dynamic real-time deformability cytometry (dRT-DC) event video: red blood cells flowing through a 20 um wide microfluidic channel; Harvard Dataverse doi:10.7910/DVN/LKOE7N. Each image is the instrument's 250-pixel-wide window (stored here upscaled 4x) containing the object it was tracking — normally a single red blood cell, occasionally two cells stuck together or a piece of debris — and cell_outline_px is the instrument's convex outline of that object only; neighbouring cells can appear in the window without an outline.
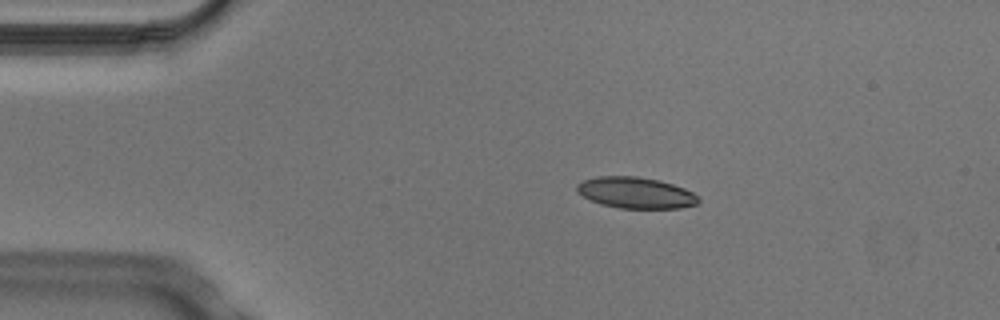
{"species": "Egyptian fruit bat (a non-hibernating species)", "species_latin": "Rousettus aegyptiacus", "temperature_condition": "cold", "stored_images_in_passage": 4, "camera_frame_rate_fps": 3000, "um_per_image_px": 0.085, "animal": {"sex": "male"}, "frame": {"image": 1, "passage_image": 3, "time_ms": 0.667, "image_size_px": [1000, 320], "cell_outline_px": [[700, 200], [696, 204], [680, 208], [620, 208], [600, 204], [576, 192], [576, 184], [584, 180], [596, 176], [636, 176], [656, 180], [672, 184], [684, 188], [692, 192]], "centroid_in_image_um": [54.0, 16.38], "position_along_channel_um": 31.0, "area_um2": 21.91}}